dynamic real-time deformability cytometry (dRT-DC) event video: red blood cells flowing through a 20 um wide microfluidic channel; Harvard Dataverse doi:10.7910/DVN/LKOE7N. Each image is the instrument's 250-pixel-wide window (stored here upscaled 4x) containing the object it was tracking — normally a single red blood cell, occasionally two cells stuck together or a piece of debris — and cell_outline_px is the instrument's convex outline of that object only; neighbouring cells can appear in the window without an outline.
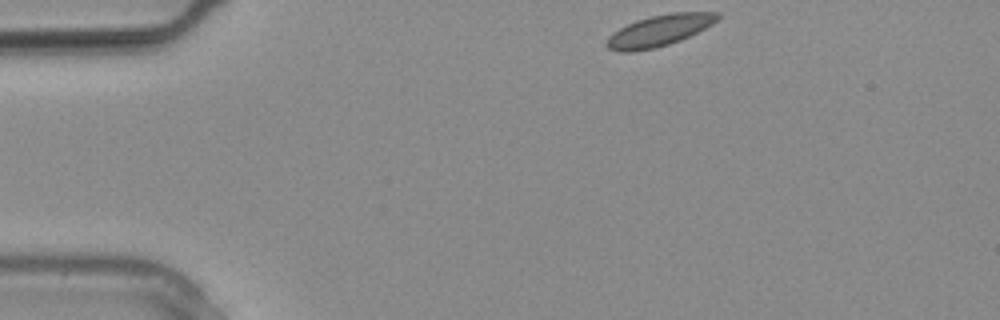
{"species": "common noctule bat (a hibernating species)", "species_latin": "Nyctalus noctula", "temperature_condition": "warm", "stored_images_in_passage": 10, "camera_frame_rate_fps": 3000, "um_per_image_px": 0.085, "animal": {"sex": "male", "body_mass_g": 20.4}, "frame": {"image": 1, "passage_image": 1, "time_ms": 0.0, "image_size_px": [1000, 320], "cell_outline_px": [[720, 16], [712, 24], [680, 40], [656, 48], [632, 52], [620, 52], [608, 48], [604, 44], [608, 36], [612, 32], [636, 20], [652, 16], [672, 12], [720, 12]], "centroid_in_image_um": [55.99, 2.6], "position_along_channel_um": 29.0, "area_um2": 20.11}}
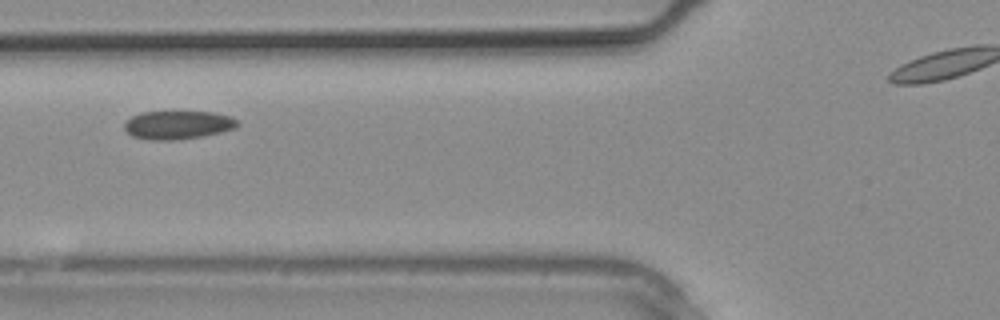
{"frame": {"image": 2, "passage_image": 7, "time_ms": 2.0, "image_size_px": [1000, 320], "cell_outline_px": [[240, 124], [236, 128], [200, 136], [176, 140], [148, 140], [132, 136], [124, 128], [124, 124], [132, 116], [144, 112], [212, 112], [228, 116], [236, 120]], "centroid_in_image_um": [15.09, 10.62], "position_along_channel_um": 110.7, "area_um2": 18.44}}